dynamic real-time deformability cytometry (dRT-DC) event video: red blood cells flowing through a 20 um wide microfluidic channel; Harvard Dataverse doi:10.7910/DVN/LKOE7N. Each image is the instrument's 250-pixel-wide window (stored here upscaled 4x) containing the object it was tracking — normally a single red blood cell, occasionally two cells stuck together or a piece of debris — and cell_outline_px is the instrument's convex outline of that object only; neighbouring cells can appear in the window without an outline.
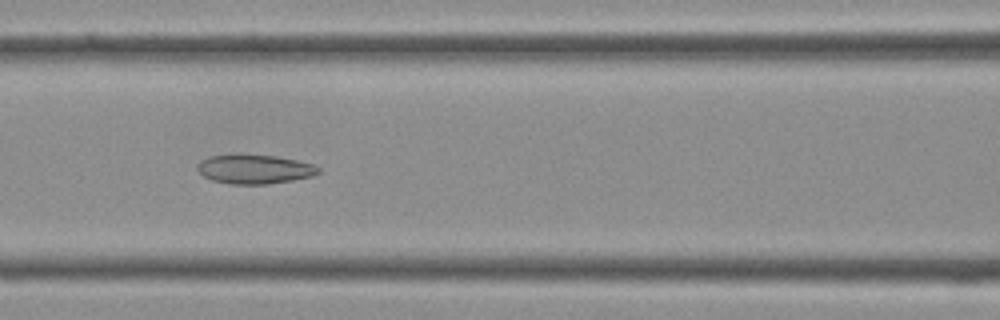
{"species": "Egyptian fruit bat (a non-hibernating species)", "species_latin": "Rousettus aegyptiacus", "temperature_condition": "cold", "stored_images_in_passage": 36, "camera_frame_rate_fps": 3000, "um_per_image_px": 0.085, "frame": {"image": 1, "passage_image": 13, "time_ms": 4.0, "image_size_px": [1000, 320], "cell_outline_px": [[320, 172], [312, 176], [292, 180], [268, 184], [228, 184], [212, 180], [204, 176], [196, 168], [196, 164], [200, 160], [208, 156], [232, 152], [240, 152], [276, 156], [296, 160], [312, 164], [320, 168]], "centroid_in_image_um": [21.56, 14.34], "position_along_channel_um": 145.0, "area_um2": 21.27}}
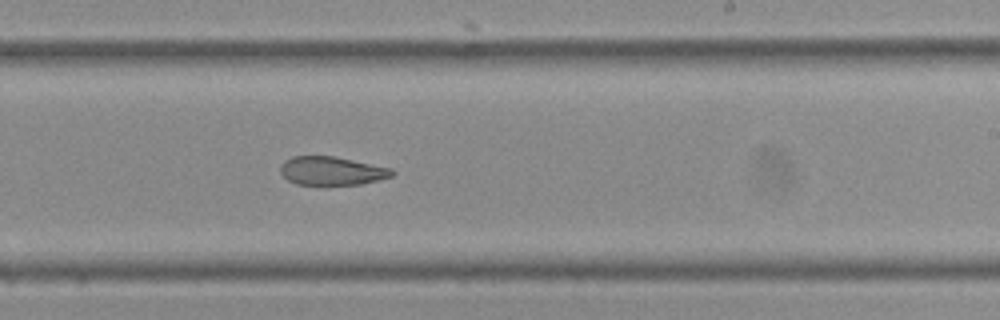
{"frame": {"image": 2, "passage_image": 20, "time_ms": 6.333, "image_size_px": [1000, 320], "cell_outline_px": [[396, 172], [392, 176], [380, 180], [360, 184], [296, 184], [288, 180], [280, 172], [280, 164], [284, 160], [292, 156], [332, 156], [392, 168]], "centroid_in_image_um": [28.19, 14.52], "position_along_channel_um": 260.8, "area_um2": 18.5}}
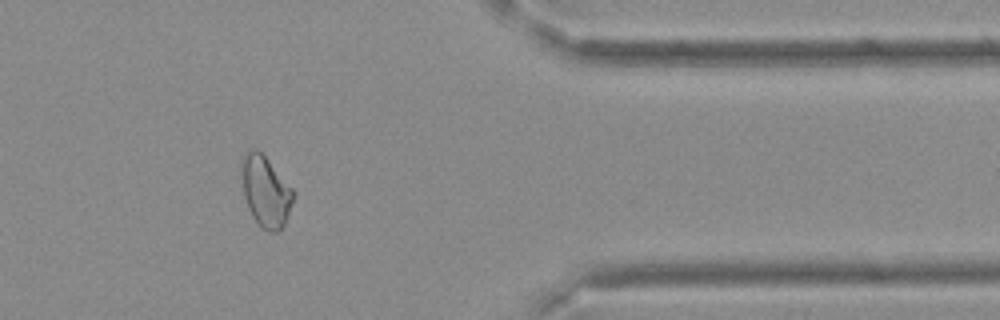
{"frame": {"image": 3, "passage_image": 29, "time_ms": 9.333, "image_size_px": [1000, 320], "cell_outline_px": [[292, 200], [284, 224], [280, 232], [268, 232], [260, 228], [252, 216], [248, 208], [244, 196], [240, 164], [248, 148], [256, 148], [264, 156], [292, 188]], "centroid_in_image_um": [22.53, 16.28], "position_along_channel_um": 388.9, "area_um2": 21.1}}